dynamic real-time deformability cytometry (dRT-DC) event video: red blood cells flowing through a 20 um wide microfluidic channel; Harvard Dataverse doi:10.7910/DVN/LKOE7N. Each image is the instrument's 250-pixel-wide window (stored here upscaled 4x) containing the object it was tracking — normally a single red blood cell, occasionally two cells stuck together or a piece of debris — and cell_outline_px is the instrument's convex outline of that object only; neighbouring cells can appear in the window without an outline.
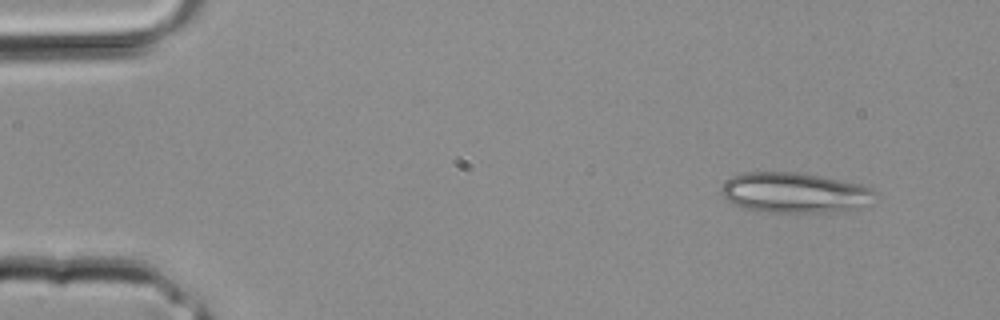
{"species": "common noctule bat (a hibernating species)", "species_latin": "Nyctalus noctula", "temperature_condition": "room temperature", "stored_images_in_passage": 3, "camera_frame_rate_fps": 3000, "um_per_image_px": 0.085, "animal": {"sex": "male", "body_mass_g": 20.4}, "frame": {"image": 1, "passage_image": 3, "time_ms": 0.667, "image_size_px": [1000, 320], "cell_outline_px": [[876, 192], [856, 208], [824, 212], [756, 212], [732, 204], [720, 192], [720, 188], [732, 176], [744, 172], [796, 172], [820, 176], [860, 184], [872, 188]], "centroid_in_image_um": [67.42, 16.37], "position_along_channel_um": 17.6, "area_um2": 35.55}}